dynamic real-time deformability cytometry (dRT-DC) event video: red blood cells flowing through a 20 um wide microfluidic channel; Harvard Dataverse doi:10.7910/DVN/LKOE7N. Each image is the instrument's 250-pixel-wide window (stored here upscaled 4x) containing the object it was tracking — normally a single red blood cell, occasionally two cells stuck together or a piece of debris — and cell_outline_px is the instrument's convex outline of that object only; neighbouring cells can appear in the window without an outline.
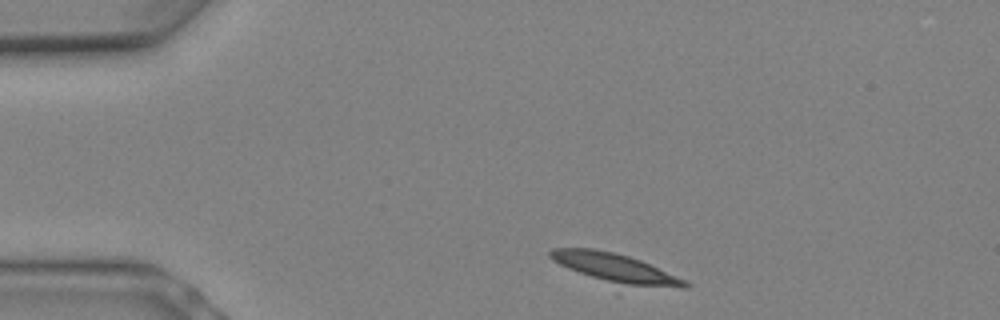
{"species": "Egyptian fruit bat (a non-hibernating species)", "species_latin": "Rousettus aegyptiacus", "temperature_condition": "warm", "stored_images_in_passage": 5, "camera_frame_rate_fps": 3000, "um_per_image_px": 0.085, "animal": {"sex": "female"}, "frame": {"image": 1, "passage_image": 1, "time_ms": 0.0, "image_size_px": [1000, 320], "cell_outline_px": [[692, 284], [688, 288], [684, 288], [628, 284], [608, 280], [592, 276], [568, 268], [552, 260], [548, 256], [548, 252], [552, 248], [592, 248], [612, 252], [628, 256], [640, 260], [684, 280]], "centroid_in_image_um": [52.25, 22.73], "position_along_channel_um": 32.7, "area_um2": 21.44}}
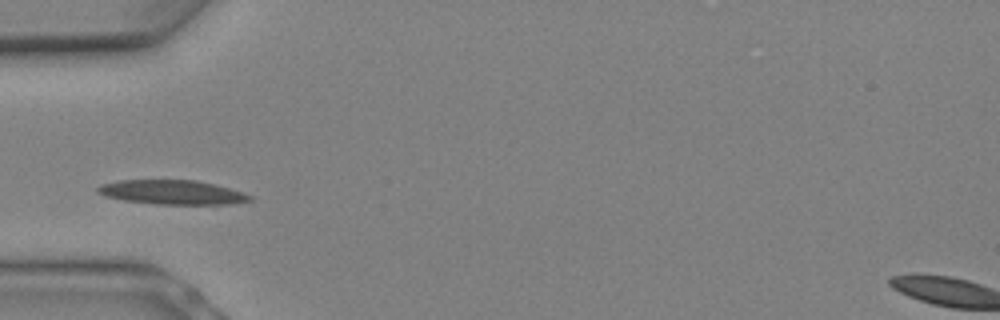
{"frame": {"image": 2, "passage_image": 4, "time_ms": 1.0, "image_size_px": [1000, 320], "cell_outline_px": [[252, 200], [232, 204], [156, 204], [124, 200], [104, 196], [96, 192], [96, 188], [100, 184], [120, 180], [196, 180], [244, 192], [252, 196]], "centroid_in_image_um": [14.61, 16.34], "position_along_channel_um": 70.4, "area_um2": 21.5}}